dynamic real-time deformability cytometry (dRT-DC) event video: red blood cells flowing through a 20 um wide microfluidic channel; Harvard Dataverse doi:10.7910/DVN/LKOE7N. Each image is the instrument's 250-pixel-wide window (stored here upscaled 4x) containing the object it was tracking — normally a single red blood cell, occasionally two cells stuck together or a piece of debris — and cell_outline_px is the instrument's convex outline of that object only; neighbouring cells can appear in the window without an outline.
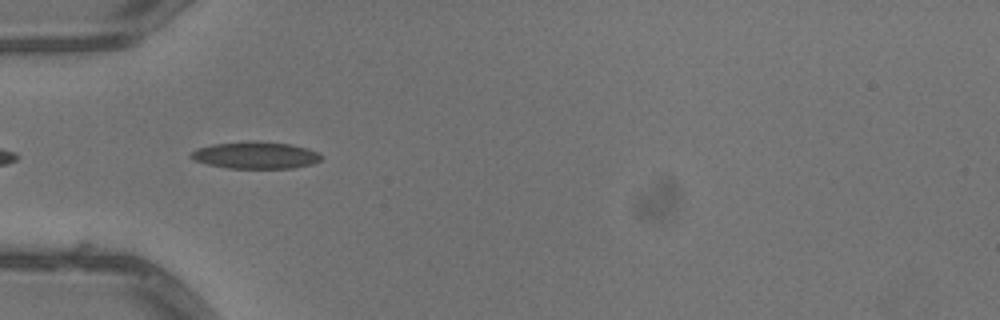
{"species": "common noctule bat (a hibernating species)", "species_latin": "Nyctalus noctula", "temperature_condition": "warm", "stored_images_in_passage": 8, "camera_frame_rate_fps": 3000, "um_per_image_px": 0.085, "animal": {"sex": "male", "body_mass_g": 13.3}, "frame": {"image": 1, "passage_image": 2, "time_ms": 0.333, "image_size_px": [1000, 320], "cell_outline_px": [[324, 156], [320, 160], [312, 164], [292, 168], [228, 168], [208, 164], [192, 160], [188, 156], [196, 148], [212, 144], [288, 144], [308, 148], [320, 152]], "centroid_in_image_um": [21.74, 13.24], "position_along_channel_um": 63.3, "area_um2": 19.59}}
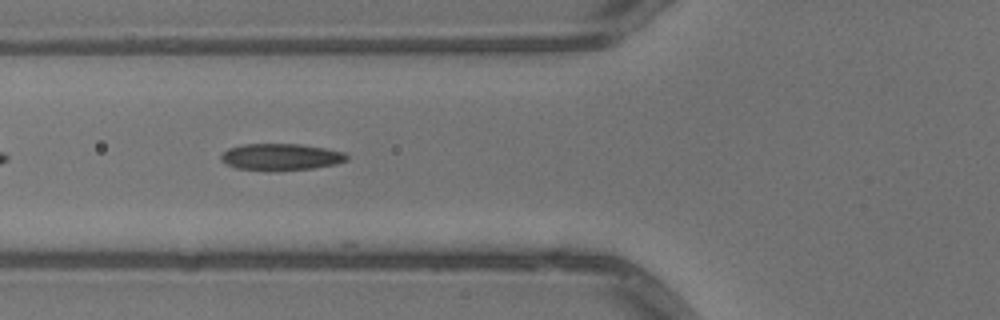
{"frame": {"image": 2, "passage_image": 5, "time_ms": 1.333, "image_size_px": [1000, 320], "cell_outline_px": [[348, 160], [336, 164], [312, 168], [236, 168], [220, 160], [220, 156], [228, 148], [244, 144], [300, 144], [324, 148], [344, 152], [348, 156]], "centroid_in_image_um": [23.9, 13.29], "position_along_channel_um": 101.9, "area_um2": 18.67}}